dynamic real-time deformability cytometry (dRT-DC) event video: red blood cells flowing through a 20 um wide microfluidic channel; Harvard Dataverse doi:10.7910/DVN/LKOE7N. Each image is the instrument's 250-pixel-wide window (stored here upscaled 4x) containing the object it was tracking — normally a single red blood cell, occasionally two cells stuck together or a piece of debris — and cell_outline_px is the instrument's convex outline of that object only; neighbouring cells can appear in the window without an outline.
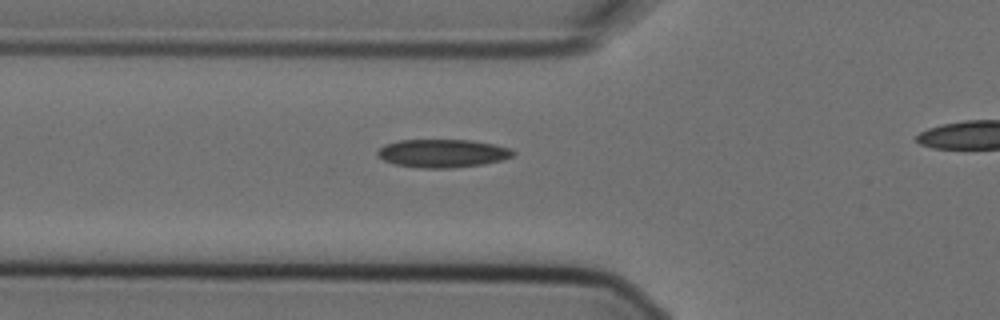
{"species": "Egyptian fruit bat (a non-hibernating species)", "species_latin": "Rousettus aegyptiacus", "temperature_condition": "cold", "stored_images_in_passage": 5, "segment_of_instrument_passage": [1, 2], "camera_frame_rate_fps": 3000, "um_per_image_px": 0.085, "animal": {"sex": "female"}, "frame": {"image": 1, "passage_image": 4, "time_ms": 1.0, "image_size_px": [1000, 320], "cell_outline_px": [[516, 152], [512, 156], [504, 160], [484, 164], [452, 168], [420, 168], [396, 164], [384, 160], [376, 156], [376, 152], [384, 144], [400, 140], [472, 140], [496, 144], [512, 148]], "centroid_in_image_um": [37.66, 13.03], "position_along_channel_um": 88.1, "area_um2": 22.54}}